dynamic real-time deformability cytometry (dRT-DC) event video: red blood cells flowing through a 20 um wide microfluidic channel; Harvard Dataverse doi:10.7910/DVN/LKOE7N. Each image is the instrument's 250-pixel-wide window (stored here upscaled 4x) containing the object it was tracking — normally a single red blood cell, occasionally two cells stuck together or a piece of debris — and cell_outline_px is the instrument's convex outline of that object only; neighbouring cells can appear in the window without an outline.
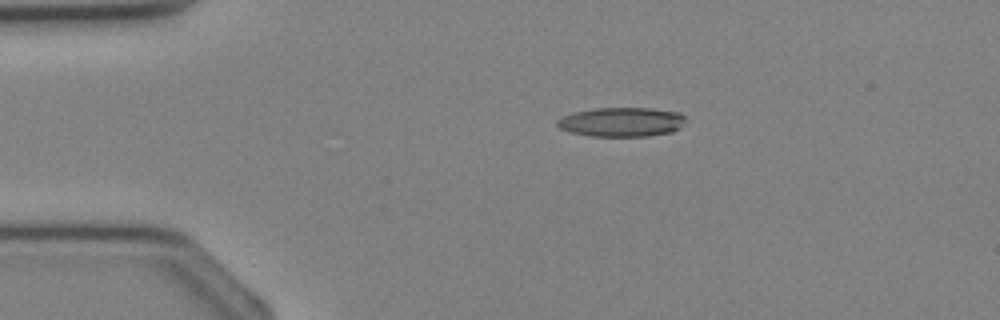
{"species": "Egyptian fruit bat (a non-hibernating species)", "species_latin": "Rousettus aegyptiacus", "temperature_condition": "cold", "stored_images_in_passage": 30, "camera_frame_rate_fps": 3000, "um_per_image_px": 0.085, "animal": {"sex": "female"}, "frame": {"image": 1, "passage_image": 1, "time_ms": 0.0, "image_size_px": [1000, 320], "cell_outline_px": [[684, 120], [680, 128], [672, 132], [648, 136], [592, 136], [572, 132], [560, 128], [556, 124], [556, 120], [564, 116], [576, 112], [596, 108], [652, 108], [680, 112], [684, 116]], "centroid_in_image_um": [52.87, 10.37], "position_along_channel_um": 32.1, "area_um2": 21.79}}
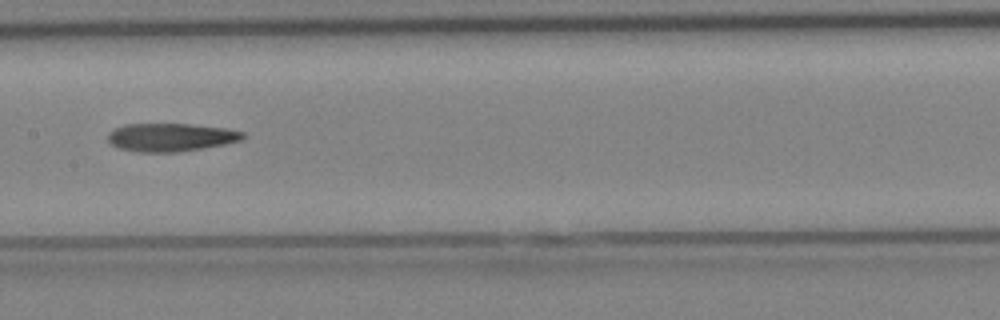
{"frame": {"image": 2, "passage_image": 12, "time_ms": 3.667, "image_size_px": [1000, 320], "cell_outline_px": [[244, 140], [204, 148], [176, 152], [136, 152], [116, 148], [108, 140], [108, 132], [124, 124], [188, 124], [224, 128], [244, 132]], "centroid_in_image_um": [14.49, 11.68], "position_along_channel_um": 192.9, "area_um2": 22.2}}
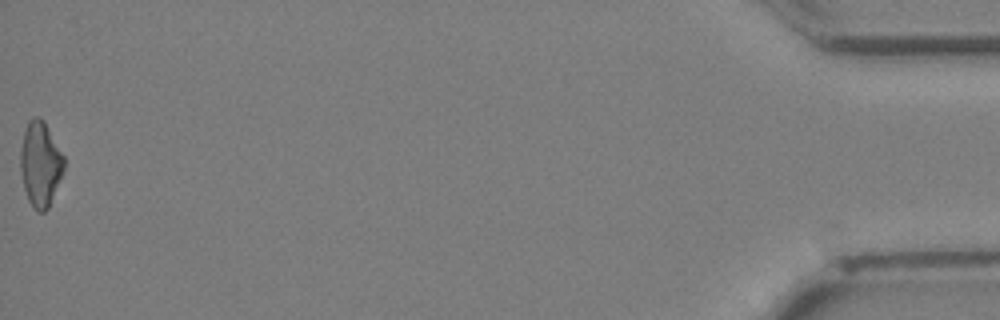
{"frame": {"image": 3, "passage_image": 30, "time_ms": 9.667, "image_size_px": [1000, 320], "cell_outline_px": [[64, 168], [48, 208], [44, 212], [36, 212], [28, 200], [24, 188], [20, 172], [20, 148], [24, 132], [28, 120], [32, 116], [40, 116], [44, 120], [64, 156]], "centroid_in_image_um": [3.41, 13.91], "position_along_channel_um": 431.8, "area_um2": 21.62}}